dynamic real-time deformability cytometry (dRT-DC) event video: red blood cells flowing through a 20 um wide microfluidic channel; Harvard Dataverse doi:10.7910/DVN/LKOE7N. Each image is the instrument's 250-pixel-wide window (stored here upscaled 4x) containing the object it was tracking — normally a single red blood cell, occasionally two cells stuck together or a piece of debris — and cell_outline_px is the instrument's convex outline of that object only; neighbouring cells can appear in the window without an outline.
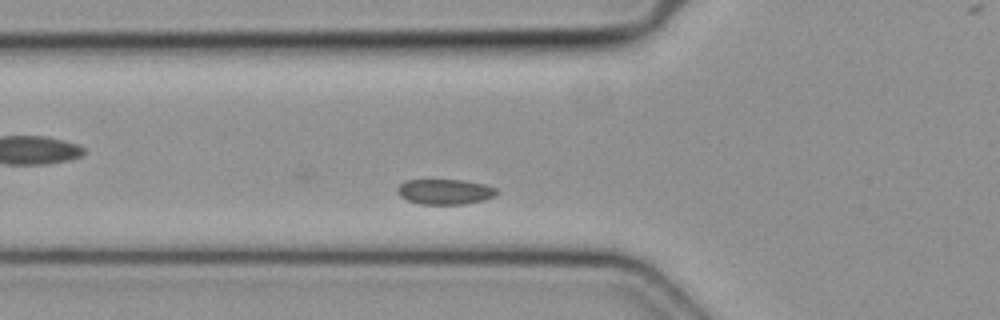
{"species": "common noctule bat (a hibernating species)", "species_latin": "Nyctalus noctula", "temperature_condition": "cold", "stored_images_in_passage": 41, "camera_frame_rate_fps": 3000, "um_per_image_px": 0.085, "animal": {"sex": "female", "body_mass_g": 19.3, "forearm_length_mm": 54.1}, "frame": {"image": 1, "passage_image": 6, "time_ms": 1.667, "image_size_px": [1000, 320], "cell_outline_px": [[496, 196], [484, 200], [464, 204], [420, 204], [408, 200], [400, 196], [396, 192], [396, 188], [404, 180], [464, 180], [484, 184], [496, 188]], "centroid_in_image_um": [37.8, 16.29], "position_along_channel_um": 88.0, "area_um2": 14.68}}
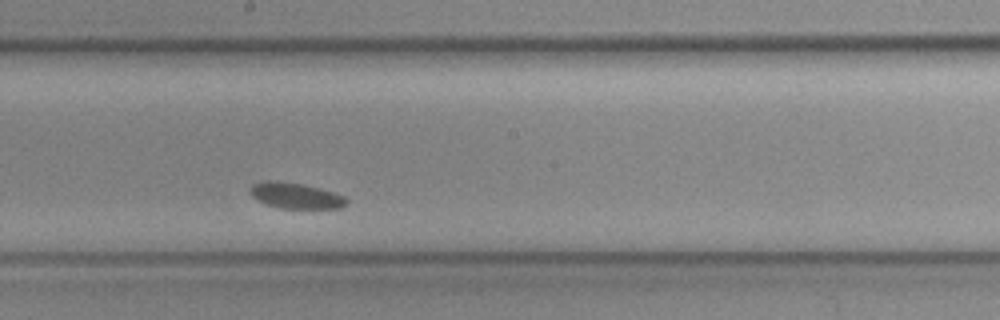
{"frame": {"image": 2, "passage_image": 16, "time_ms": 5.0, "image_size_px": [1000, 320], "cell_outline_px": [[348, 204], [340, 208], [280, 208], [256, 200], [248, 192], [248, 188], [252, 184], [264, 180], [276, 180], [304, 184], [320, 188], [344, 196], [348, 200]], "centroid_in_image_um": [25.09, 16.61], "position_along_channel_um": 223.1, "area_um2": 14.68}}
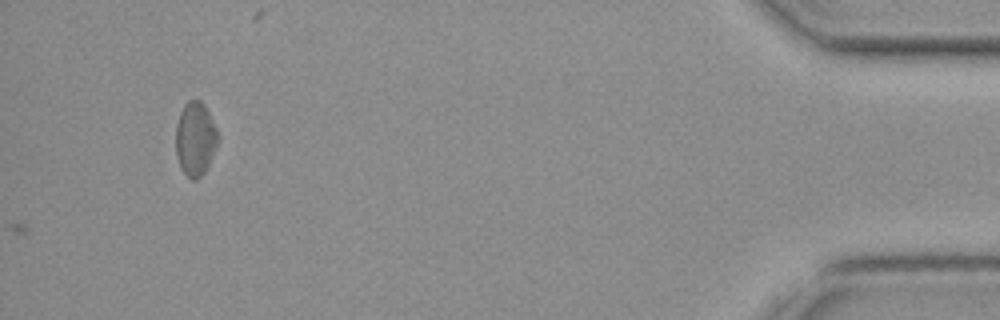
{"frame": {"image": 3, "passage_image": 41, "time_ms": 13.333, "image_size_px": [1000, 320], "cell_outline_px": [[220, 140], [204, 172], [196, 180], [192, 180], [180, 168], [176, 152], [176, 124], [180, 112], [184, 104], [188, 100], [200, 100], [204, 104], [220, 136]], "centroid_in_image_um": [16.6, 11.79], "position_along_channel_um": 418.6, "area_um2": 18.15}}